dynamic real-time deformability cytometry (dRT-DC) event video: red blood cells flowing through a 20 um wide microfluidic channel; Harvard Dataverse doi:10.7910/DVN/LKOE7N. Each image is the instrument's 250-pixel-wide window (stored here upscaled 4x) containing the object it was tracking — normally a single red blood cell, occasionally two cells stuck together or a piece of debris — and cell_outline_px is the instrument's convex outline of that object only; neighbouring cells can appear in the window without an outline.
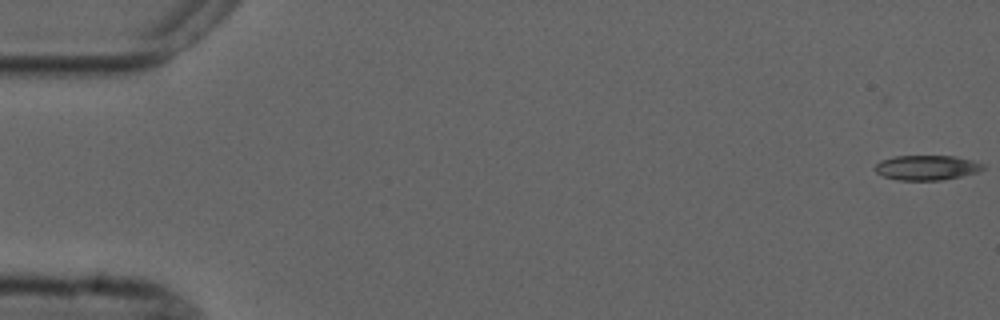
{"species": "common noctule bat (a hibernating species)", "species_latin": "Nyctalus noctula", "temperature_condition": "cold", "stored_images_in_passage": 15, "camera_frame_rate_fps": 3000, "um_per_image_px": 0.085, "animal": {"sex": "male", "forearm_length_mm": 52.5}, "frame": {"image": 1, "passage_image": 1, "time_ms": 0.0, "image_size_px": [1000, 320], "cell_outline_px": [[984, 168], [976, 172], [960, 176], [940, 180], [896, 180], [884, 176], [876, 172], [876, 164], [880, 160], [892, 156], [952, 156], [972, 160], [984, 164]], "centroid_in_image_um": [78.74, 14.24], "position_along_channel_um": 6.3, "area_um2": 15.49}}
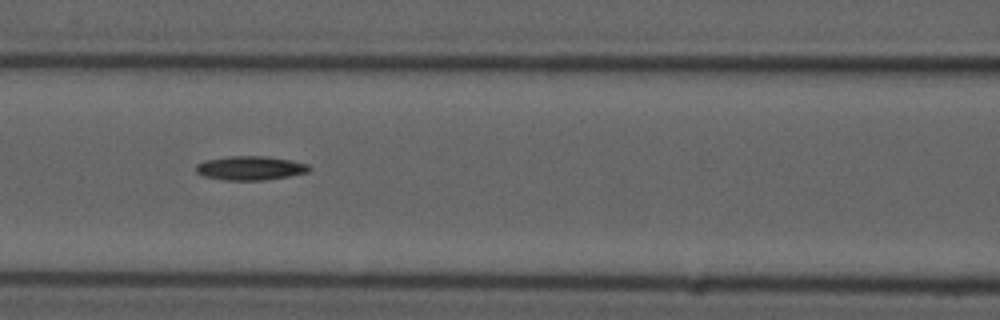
{"frame": {"image": 2, "passage_image": 7, "time_ms": 7.667, "image_size_px": [1000, 320], "cell_outline_px": [[312, 168], [308, 172], [288, 176], [264, 180], [224, 180], [204, 176], [196, 172], [196, 164], [204, 160], [228, 156], [268, 156], [308, 164]], "centroid_in_image_um": [21.25, 14.28], "position_along_channel_um": 145.3, "area_um2": 15.84}}
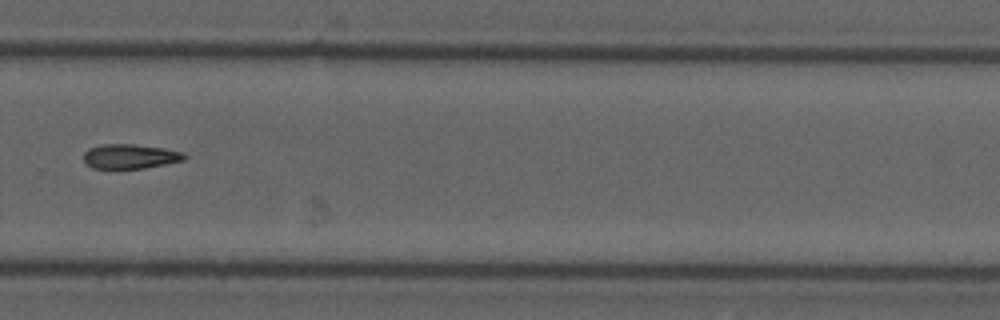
{"frame": {"image": 3, "passage_image": 11, "time_ms": 12.333, "image_size_px": [1000, 320], "cell_outline_px": [[188, 156], [184, 160], [144, 168], [92, 168], [84, 164], [84, 152], [88, 148], [100, 144], [132, 144], [164, 148], [184, 152]], "centroid_in_image_um": [11.04, 13.28], "position_along_channel_um": 318.8, "area_um2": 14.51}, "authors_computed_cell_mechanics": {"area_um2": 15.028, "velocity_mm_per_s": 3.7358, "shape_relaxation_time_tau1_ms": 3.4739, "shape_relaxation_time_tau2_ms": null, "deformation_change_tau1": 0.0603, "deformation_change_tau2": null}}